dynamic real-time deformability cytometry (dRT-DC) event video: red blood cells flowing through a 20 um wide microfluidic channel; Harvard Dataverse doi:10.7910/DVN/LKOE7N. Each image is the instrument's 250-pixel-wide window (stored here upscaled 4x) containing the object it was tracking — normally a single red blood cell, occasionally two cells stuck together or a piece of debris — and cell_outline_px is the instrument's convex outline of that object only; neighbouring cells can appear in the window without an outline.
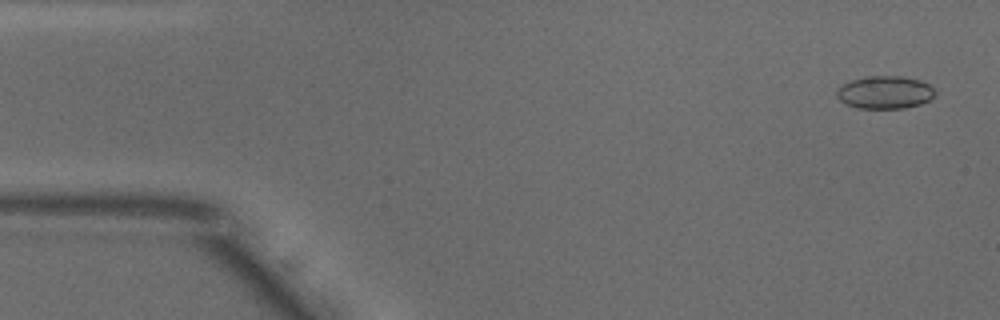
{"species": "common noctule bat (a hibernating species)", "species_latin": "Nyctalus noctula", "temperature_condition": "warm", "stored_images_in_passage": 45, "camera_frame_rate_fps": 3000, "um_per_image_px": 0.085, "animal": {"sex": "male", "body_mass_g": 18.8}, "frame": {"image": 1, "passage_image": 2, "time_ms": 0.333, "image_size_px": [1000, 320], "cell_outline_px": [[936, 92], [928, 100], [920, 104], [904, 108], [856, 108], [840, 100], [836, 96], [836, 92], [844, 84], [852, 80], [864, 76], [904, 76], [920, 80], [928, 84]], "centroid_in_image_um": [75.21, 7.84], "position_along_channel_um": 9.8, "area_um2": 18.61}}
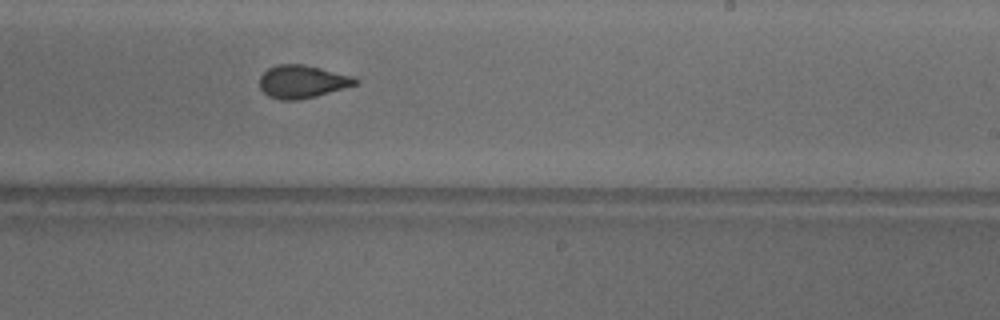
{"frame": {"image": 2, "passage_image": 30, "time_ms": 9.667, "image_size_px": [1000, 320], "cell_outline_px": [[356, 84], [316, 96], [300, 100], [280, 100], [268, 96], [260, 88], [260, 76], [268, 68], [280, 64], [304, 64], [352, 76], [356, 80]], "centroid_in_image_um": [25.63, 6.94], "position_along_channel_um": 263.4, "area_um2": 18.09}}
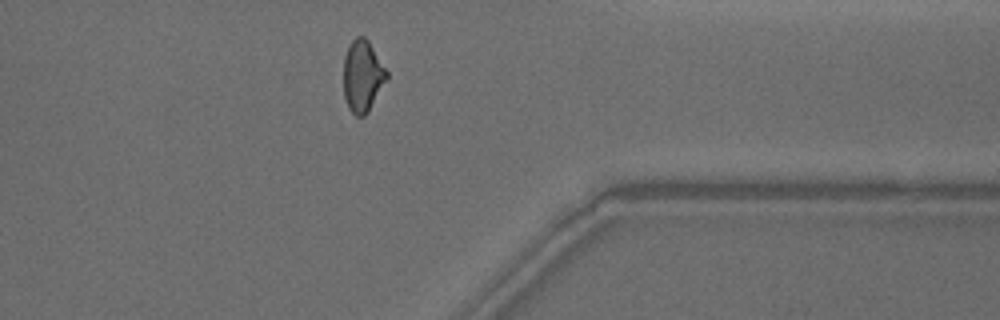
{"frame": {"image": 3, "passage_image": 40, "time_ms": 13.0, "image_size_px": [1000, 320], "cell_outline_px": [[388, 80], [368, 112], [364, 116], [356, 116], [348, 108], [344, 96], [344, 56], [352, 40], [356, 36], [364, 36], [368, 40], [388, 72]], "centroid_in_image_um": [30.83, 6.48], "position_along_channel_um": 380.6, "area_um2": 18.15}, "authors_computed_cell_mechanics": {"area_um2": 18.6116, "velocity_mm_per_s": 3.8998, "shape_relaxation_time_tau1_ms": 4.487, "shape_relaxation_time_tau2_ms": 1.1715, "deformation_change_tau1": 0.133, "deformation_change_tau2": 0.0619}}